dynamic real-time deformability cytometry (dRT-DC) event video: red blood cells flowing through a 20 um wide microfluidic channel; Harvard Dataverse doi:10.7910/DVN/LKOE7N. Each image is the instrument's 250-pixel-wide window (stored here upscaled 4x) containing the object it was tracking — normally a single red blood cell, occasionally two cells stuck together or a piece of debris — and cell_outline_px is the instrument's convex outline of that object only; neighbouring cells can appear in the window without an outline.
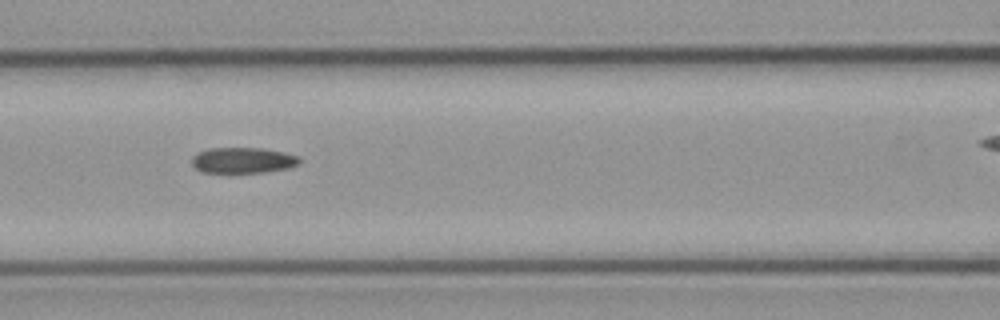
{"species": "common noctule bat (a hibernating species)", "species_latin": "Nyctalus noctula", "temperature_condition": "cold", "stored_images_in_passage": 7, "camera_frame_rate_fps": 3000, "um_per_image_px": 0.085, "animal": {"sex": "male", "body_mass_g": 23.1, "forearm_length_mm": 52.7}, "frame": {"image": 1, "passage_image": 3, "time_ms": 2.333, "image_size_px": [1000, 320], "cell_outline_px": [[300, 164], [288, 168], [260, 172], [200, 172], [192, 164], [192, 156], [208, 148], [264, 148], [284, 152], [296, 156], [300, 160]], "centroid_in_image_um": [20.64, 13.62], "position_along_channel_um": 146.0, "area_um2": 16.01}}
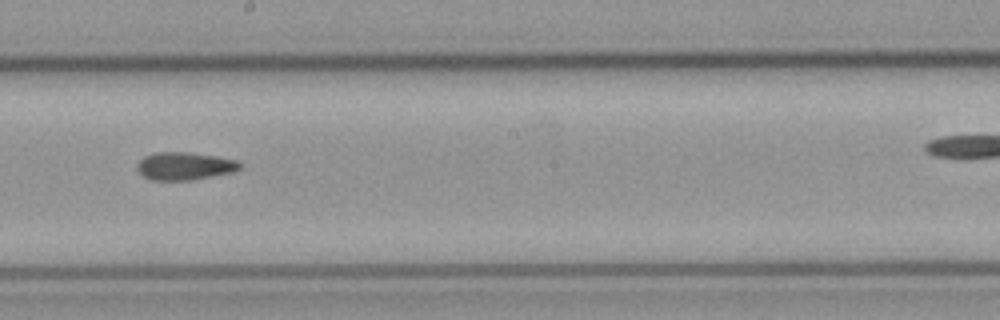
{"frame": {"image": 2, "passage_image": 5, "time_ms": 4.667, "image_size_px": [1000, 320], "cell_outline_px": [[240, 168], [232, 172], [192, 180], [152, 180], [144, 176], [136, 168], [136, 164], [144, 156], [152, 152], [188, 152], [216, 156], [236, 160], [240, 164]], "centroid_in_image_um": [15.65, 14.1], "position_along_channel_um": 232.6, "area_um2": 16.59}}
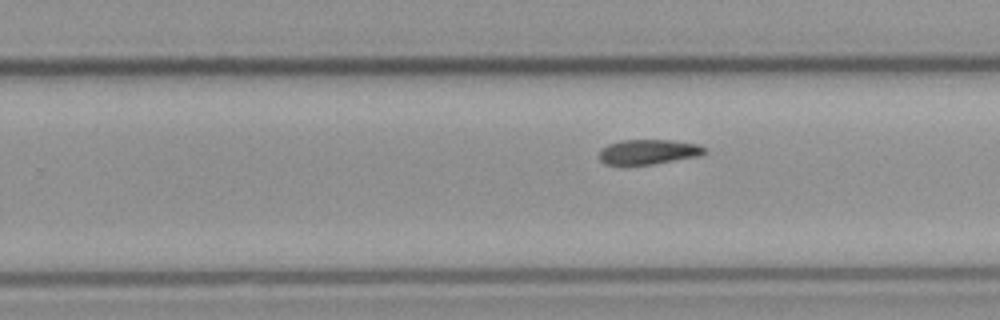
{"frame": {"image": 3, "passage_image": 7, "time_ms": 7.667, "image_size_px": [1000, 320], "cell_outline_px": [[708, 152], [700, 156], [652, 164], [604, 164], [600, 160], [600, 152], [608, 144], [620, 140], [672, 140], [700, 144], [708, 148]], "centroid_in_image_um": [55.21, 12.89], "position_along_channel_um": 274.6, "area_um2": 15.32}}